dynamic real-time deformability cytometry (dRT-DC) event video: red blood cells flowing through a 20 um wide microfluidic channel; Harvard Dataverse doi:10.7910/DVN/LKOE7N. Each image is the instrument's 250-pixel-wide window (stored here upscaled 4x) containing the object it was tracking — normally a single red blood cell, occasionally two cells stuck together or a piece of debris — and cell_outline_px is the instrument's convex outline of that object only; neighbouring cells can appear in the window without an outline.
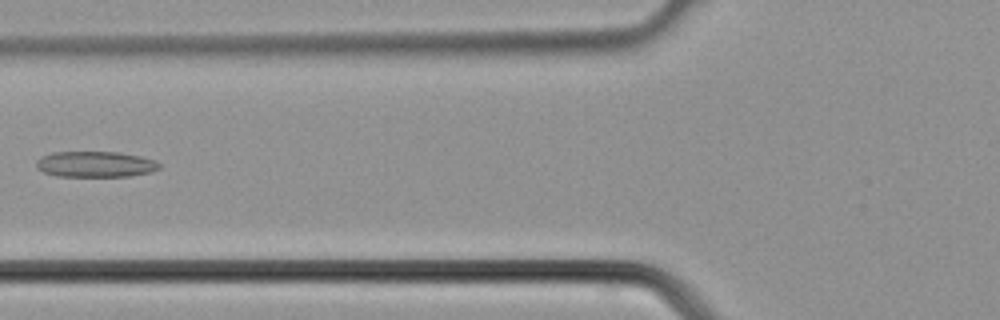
{"species": "common noctule bat (a hibernating species)", "species_latin": "Nyctalus noctula", "temperature_condition": "cold", "stored_images_in_passage": 33, "camera_frame_rate_fps": 3000, "um_per_image_px": 0.085, "animal": {"sex": "male", "body_mass_g": 21.5, "forearm_length_mm": 52.0}, "frame": {"image": 1, "passage_image": 10, "time_ms": 3.0, "image_size_px": [1000, 320], "cell_outline_px": [[160, 168], [152, 172], [128, 176], [56, 176], [44, 172], [36, 168], [36, 160], [40, 156], [52, 152], [120, 152], [140, 156], [156, 160], [160, 164]], "centroid_in_image_um": [8.1, 13.95], "position_along_channel_um": 117.7, "area_um2": 18.67}}
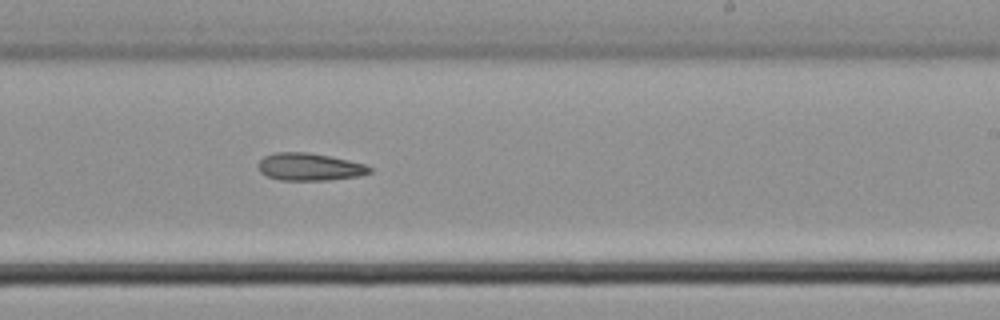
{"frame": {"image": 2, "passage_image": 18, "time_ms": 5.667, "image_size_px": [1000, 320], "cell_outline_px": [[372, 172], [360, 176], [324, 180], [280, 180], [268, 176], [260, 172], [260, 160], [264, 156], [276, 152], [308, 152], [348, 160], [364, 164], [372, 168]], "centroid_in_image_um": [26.33, 14.18], "position_along_channel_um": 262.7, "area_um2": 17.63}}
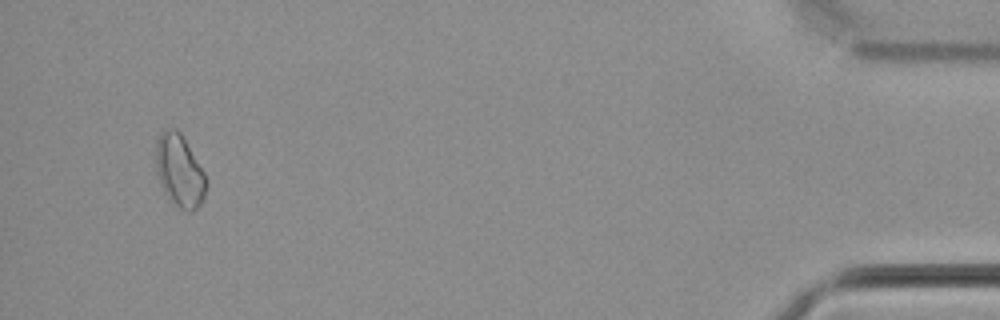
{"frame": {"image": 3, "passage_image": 31, "time_ms": 10.0, "image_size_px": [1000, 320], "cell_outline_px": [[208, 184], [204, 196], [200, 204], [192, 212], [184, 212], [168, 196], [160, 184], [156, 164], [156, 140], [160, 132], [164, 128], [176, 128], [180, 132], [204, 172], [208, 180]], "centroid_in_image_um": [15.27, 14.5], "position_along_channel_um": 419.9, "area_um2": 21.15}}